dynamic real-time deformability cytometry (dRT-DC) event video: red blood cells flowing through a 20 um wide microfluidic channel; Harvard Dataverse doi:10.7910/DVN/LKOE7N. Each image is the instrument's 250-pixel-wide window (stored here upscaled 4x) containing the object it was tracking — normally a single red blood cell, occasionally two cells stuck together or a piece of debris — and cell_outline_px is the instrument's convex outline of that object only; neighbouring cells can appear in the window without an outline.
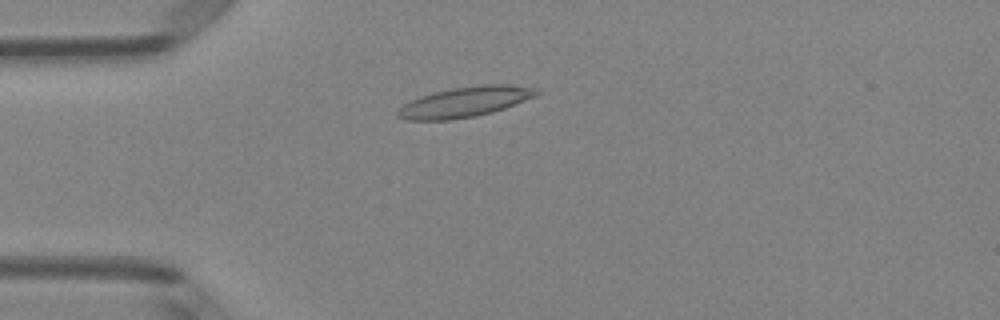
{"species": "Egyptian fruit bat (a non-hibernating species)", "species_latin": "Rousettus aegyptiacus", "temperature_condition": "room temperature", "stored_images_in_passage": 44, "camera_frame_rate_fps": 3000, "um_per_image_px": 0.085, "animal": {"sex": "female"}, "frame": {"image": 1, "passage_image": 7, "time_ms": 2.0, "image_size_px": [1000, 320], "cell_outline_px": [[540, 92], [536, 96], [504, 108], [492, 112], [476, 116], [448, 120], [408, 120], [396, 116], [396, 112], [404, 104], [420, 96], [452, 88], [480, 84], [508, 84], [536, 88]], "centroid_in_image_um": [39.53, 8.66], "position_along_channel_um": 45.5, "area_um2": 24.33}}
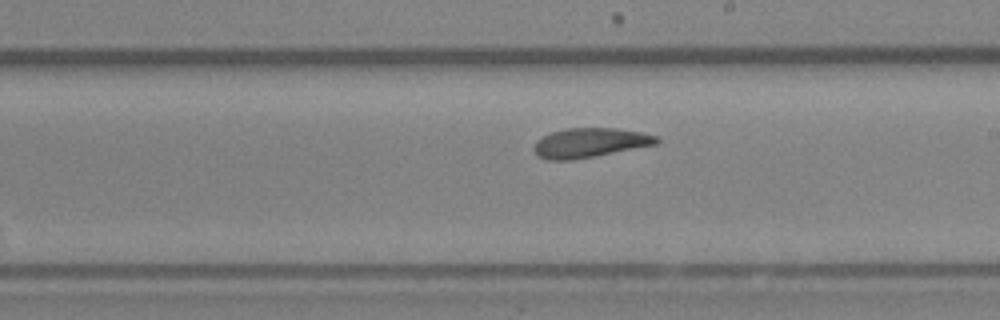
{"frame": {"image": 2, "passage_image": 23, "time_ms": 7.333, "image_size_px": [1000, 320], "cell_outline_px": [[660, 140], [656, 144], [596, 156], [572, 160], [548, 160], [540, 156], [532, 148], [536, 140], [552, 132], [568, 128], [616, 128], [640, 132], [656, 136]], "centroid_in_image_um": [50.12, 12.13], "position_along_channel_um": 238.9, "area_um2": 20.87}}
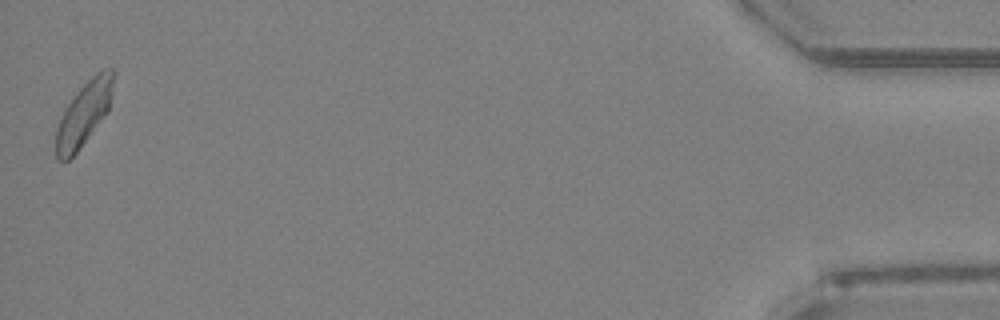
{"frame": {"image": 3, "passage_image": 44, "time_ms": 14.333, "image_size_px": [1000, 320], "cell_outline_px": [[116, 72], [108, 112], [76, 152], [68, 160], [56, 160], [56, 128], [68, 104], [76, 92], [96, 72], [104, 68], [112, 68]], "centroid_in_image_um": [7.17, 9.62], "position_along_channel_um": 428.0, "area_um2": 21.15}, "authors_computed_cell_mechanics": {"area_um2": 21.2415, "velocity_mm_per_s": 3.9916, "shape_relaxation_time_tau1_ms": 9.2451, "shape_relaxation_time_tau2_ms": 2.1305, "deformation_change_tau1": 0.2127, "deformation_change_tau2": 0.0892}}